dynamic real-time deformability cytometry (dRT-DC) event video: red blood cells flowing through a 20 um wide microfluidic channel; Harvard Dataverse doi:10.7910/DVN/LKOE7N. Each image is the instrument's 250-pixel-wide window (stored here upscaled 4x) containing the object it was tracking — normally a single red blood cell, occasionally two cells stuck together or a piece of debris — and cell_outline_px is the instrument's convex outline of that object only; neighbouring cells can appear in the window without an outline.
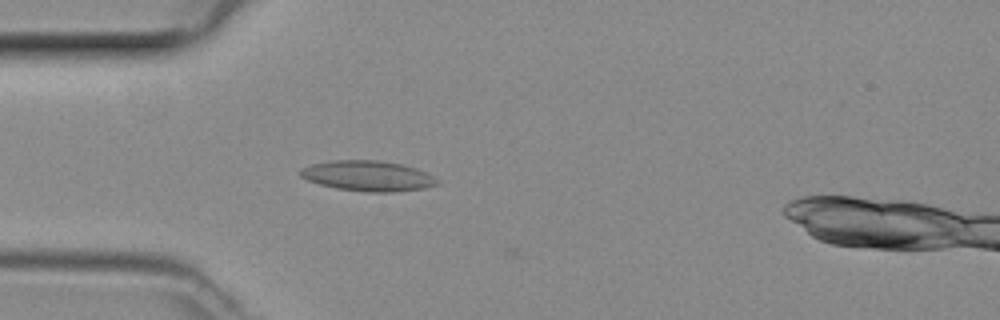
{"species": "common noctule bat (a hibernating species)", "species_latin": "Nyctalus noctula", "temperature_condition": "room temperature", "stored_images_in_passage": 2, "camera_frame_rate_fps": 3000, "um_per_image_px": 0.085, "animal": {"sex": "female", "body_mass_g": 29.2, "forearm_length_mm": 56.3}, "frame": {"image": 1, "passage_image": 1, "time_ms": 0.0, "image_size_px": [1000, 320], "cell_outline_px": [[440, 184], [424, 188], [392, 192], [368, 192], [336, 188], [320, 184], [308, 180], [300, 176], [300, 168], [312, 164], [332, 160], [376, 160], [400, 164], [416, 168], [440, 180]], "centroid_in_image_um": [31.27, 14.95], "position_along_channel_um": 53.7, "area_um2": 24.1}}